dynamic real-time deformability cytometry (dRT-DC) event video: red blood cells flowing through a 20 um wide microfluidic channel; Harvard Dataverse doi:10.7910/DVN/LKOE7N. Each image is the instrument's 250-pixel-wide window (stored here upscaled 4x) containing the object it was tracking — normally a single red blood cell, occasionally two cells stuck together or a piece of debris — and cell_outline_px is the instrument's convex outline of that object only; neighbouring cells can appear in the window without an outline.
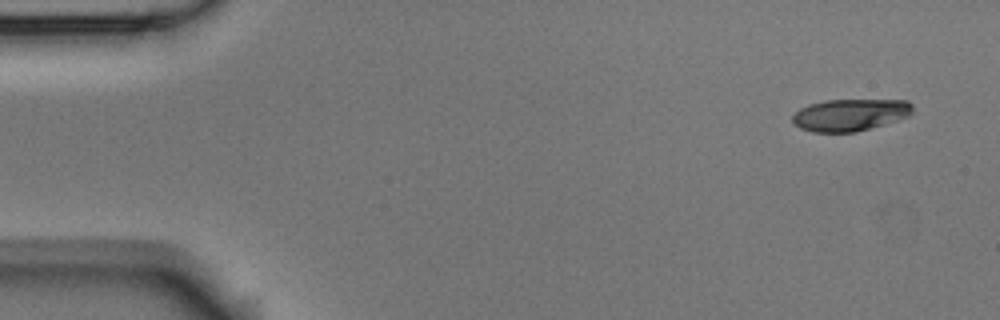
{"species": "Egyptian fruit bat (a non-hibernating species)", "species_latin": "Rousettus aegyptiacus", "temperature_condition": "room temperature", "stored_images_in_passage": 9, "camera_frame_rate_fps": 3000, "um_per_image_px": 0.085, "animal": {"sex": "male"}, "frame": {"image": 1, "passage_image": 1, "time_ms": 0.0, "image_size_px": [1000, 320], "cell_outline_px": [[912, 112], [908, 116], [884, 124], [856, 132], [812, 132], [800, 128], [792, 120], [792, 116], [800, 108], [808, 104], [824, 100], [908, 100], [912, 104]], "centroid_in_image_um": [72.24, 9.76], "position_along_channel_um": 12.8, "area_um2": 22.37}}
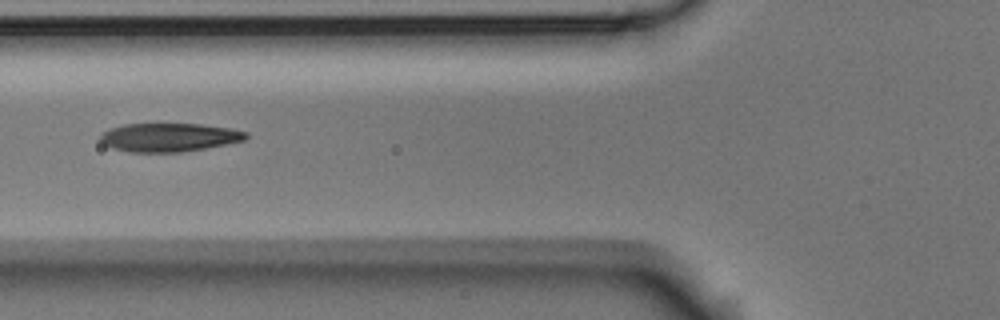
{"frame": {"image": 2, "passage_image": 6, "time_ms": 1.667, "image_size_px": [1000, 320], "cell_outline_px": [[248, 136], [244, 140], [228, 144], [180, 152], [128, 152], [112, 148], [104, 144], [100, 140], [100, 136], [104, 132], [112, 128], [124, 124], [200, 124], [232, 128], [248, 132]], "centroid_in_image_um": [14.4, 11.67], "position_along_channel_um": 111.4, "area_um2": 24.16}}
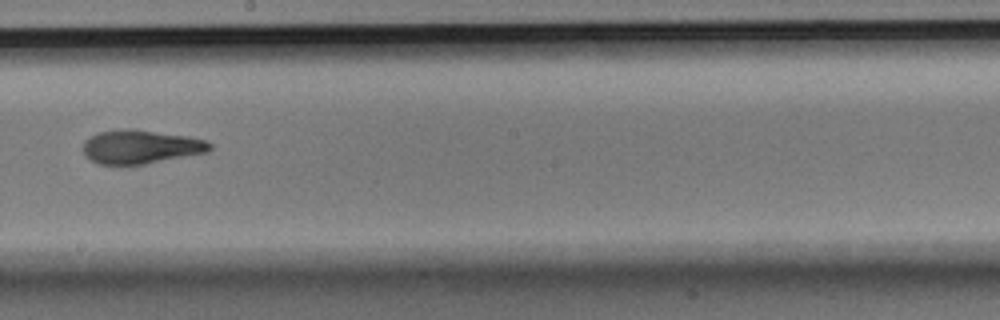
{"frame": {"image": 3, "passage_image": 9, "time_ms": 2.667, "image_size_px": [1000, 320], "cell_outline_px": [[212, 148], [208, 152], [144, 164], [96, 164], [84, 152], [84, 140], [100, 132], [124, 128], [128, 128], [188, 136], [208, 140], [212, 144]], "centroid_in_image_um": [12.01, 12.47], "position_along_channel_um": 236.2, "area_um2": 24.74}}